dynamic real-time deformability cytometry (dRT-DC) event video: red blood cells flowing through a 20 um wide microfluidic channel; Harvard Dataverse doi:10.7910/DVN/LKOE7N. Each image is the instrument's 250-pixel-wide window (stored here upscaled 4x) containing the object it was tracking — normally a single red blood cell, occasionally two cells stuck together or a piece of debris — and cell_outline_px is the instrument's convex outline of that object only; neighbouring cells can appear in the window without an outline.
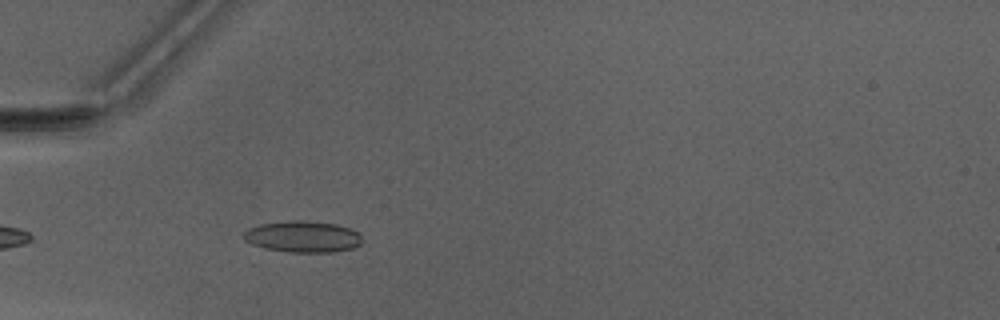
{"species": "Egyptian fruit bat (a non-hibernating species)", "species_latin": "Rousettus aegyptiacus", "temperature_condition": "warm", "stored_images_in_passage": 37, "camera_frame_rate_fps": 3000, "um_per_image_px": 0.085, "animal": {"sex": "male"}, "frame": {"image": 1, "passage_image": 5, "time_ms": 1.333, "image_size_px": [1000, 320], "cell_outline_px": [[360, 244], [352, 248], [332, 252], [288, 252], [268, 248], [252, 244], [244, 240], [240, 236], [248, 228], [260, 224], [288, 220], [304, 220], [336, 224], [348, 228], [356, 232], [360, 236]], "centroid_in_image_um": [25.68, 20.1], "position_along_channel_um": 59.3, "area_um2": 21.56}}
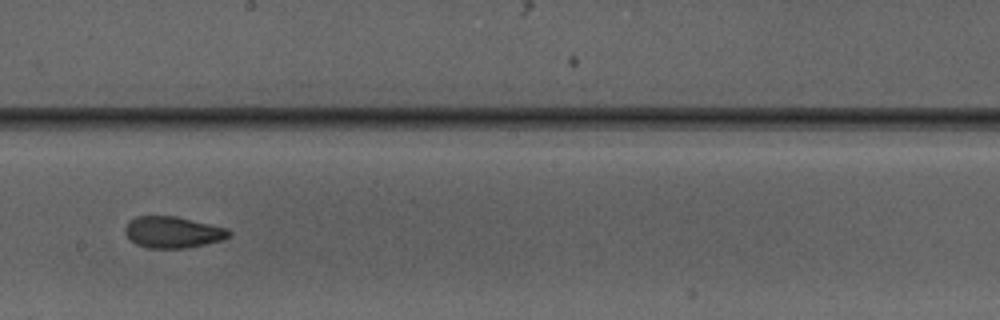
{"frame": {"image": 2, "passage_image": 18, "time_ms": 5.667, "image_size_px": [1000, 320], "cell_outline_px": [[232, 232], [224, 240], [184, 248], [148, 248], [136, 244], [124, 232], [124, 228], [128, 220], [136, 216], [176, 216], [228, 228]], "centroid_in_image_um": [14.68, 19.73], "position_along_channel_um": 233.5, "area_um2": 19.07}}
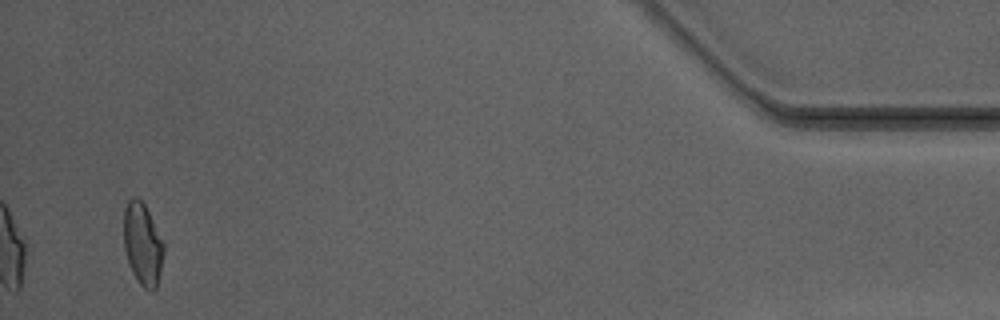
{"frame": {"image": 3, "passage_image": 37, "time_ms": 12.0, "image_size_px": [1000, 320], "cell_outline_px": [[164, 252], [160, 272], [156, 288], [152, 292], [148, 292], [140, 284], [132, 272], [128, 264], [124, 248], [124, 208], [128, 200], [132, 196], [136, 196], [144, 204], [164, 240]], "centroid_in_image_um": [12.13, 20.75], "position_along_channel_um": 423.1, "area_um2": 19.42}, "authors_computed_cell_mechanics": {"area_um2": 19.4208, "velocity_mm_per_s": 4.1907, "shape_relaxation_time_tau1_ms": null, "shape_relaxation_time_tau2_ms": 1.6676, "deformation_change_tau1": null, "deformation_change_tau2": 0.0882}}